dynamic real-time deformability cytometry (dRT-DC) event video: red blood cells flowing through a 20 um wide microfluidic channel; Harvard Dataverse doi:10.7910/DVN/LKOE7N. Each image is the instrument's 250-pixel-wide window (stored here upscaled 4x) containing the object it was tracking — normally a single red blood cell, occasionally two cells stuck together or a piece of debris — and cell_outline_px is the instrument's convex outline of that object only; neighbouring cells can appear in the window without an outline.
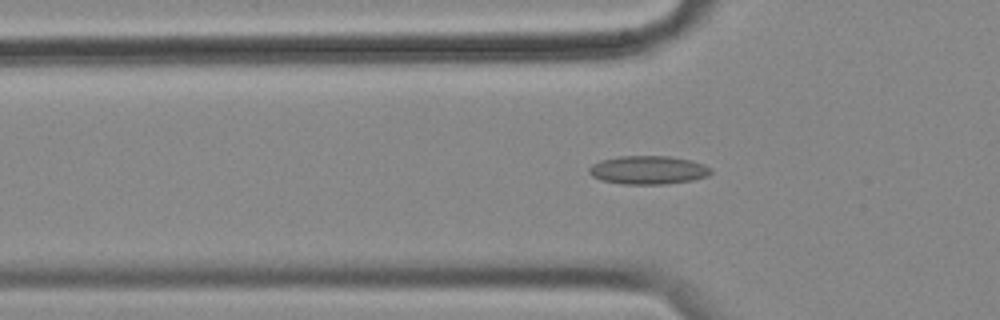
{"species": "common noctule bat (a hibernating species)", "species_latin": "Nyctalus noctula", "temperature_condition": "cold", "stored_images_in_passage": 54, "camera_frame_rate_fps": 3000, "um_per_image_px": 0.085, "animal": {"sex": "female", "body_mass_g": 18.4}, "frame": {"image": 1, "passage_image": 15, "time_ms": 4.667, "image_size_px": [1000, 320], "cell_outline_px": [[712, 172], [708, 176], [692, 180], [664, 184], [624, 184], [600, 180], [592, 176], [588, 172], [588, 168], [592, 164], [600, 160], [620, 156], [668, 156], [688, 160], [704, 164], [712, 168]], "centroid_in_image_um": [55.08, 14.45], "position_along_channel_um": 70.7, "area_um2": 20.23}}
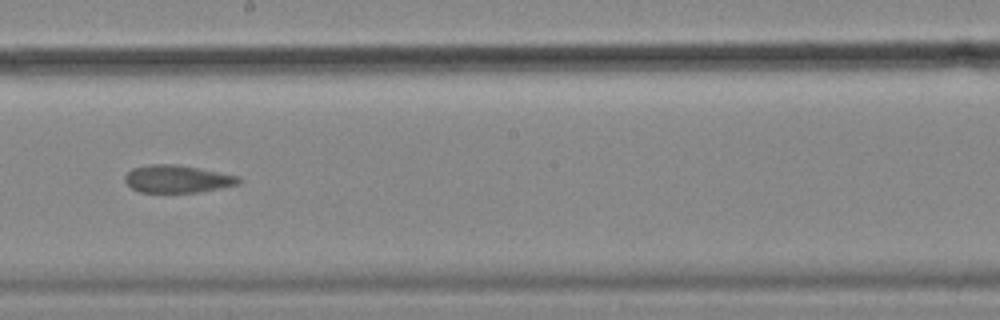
{"frame": {"image": 2, "passage_image": 29, "time_ms": 9.333, "image_size_px": [1000, 320], "cell_outline_px": [[240, 184], [200, 192], [140, 192], [132, 188], [124, 180], [124, 176], [132, 168], [152, 164], [172, 164], [196, 168], [240, 176]], "centroid_in_image_um": [15.07, 15.21], "position_along_channel_um": 233.1, "area_um2": 18.09}}
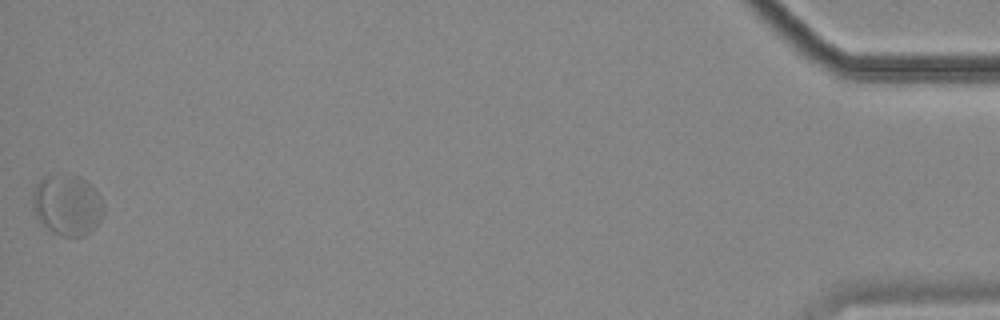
{"frame": {"image": 3, "passage_image": 54, "time_ms": 17.667, "image_size_px": [1000, 320], "cell_outline_px": [[104, 212], [100, 220], [92, 232], [84, 236], [60, 236], [52, 232], [40, 224], [32, 208], [32, 192], [36, 184], [44, 176], [80, 176], [100, 196], [104, 204]], "centroid_in_image_um": [5.69, 17.47], "position_along_channel_um": 429.5, "area_um2": 25.26}, "authors_computed_cell_mechanics": {"area_um2": 20.0277, "velocity_mm_per_s": 3.4896, "shape_relaxation_time_tau1_ms": null, "shape_relaxation_time_tau2_ms": 2.3798, "deformation_change_tau1": null, "deformation_change_tau2": 0.0427}}